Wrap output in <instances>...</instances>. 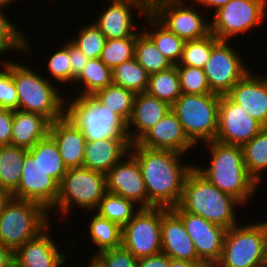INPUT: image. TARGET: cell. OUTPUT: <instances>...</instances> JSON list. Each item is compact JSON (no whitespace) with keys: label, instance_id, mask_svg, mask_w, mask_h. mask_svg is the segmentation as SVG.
I'll list each match as a JSON object with an SVG mask.
<instances>
[{"label":"cell","instance_id":"cell-10","mask_svg":"<svg viewBox=\"0 0 267 267\" xmlns=\"http://www.w3.org/2000/svg\"><path fill=\"white\" fill-rule=\"evenodd\" d=\"M266 14L267 0H231L214 12L210 33L219 40L229 41L262 25Z\"/></svg>","mask_w":267,"mask_h":267},{"label":"cell","instance_id":"cell-19","mask_svg":"<svg viewBox=\"0 0 267 267\" xmlns=\"http://www.w3.org/2000/svg\"><path fill=\"white\" fill-rule=\"evenodd\" d=\"M51 226L52 222L14 252L15 267H62L66 264L68 255L61 253L51 238Z\"/></svg>","mask_w":267,"mask_h":267},{"label":"cell","instance_id":"cell-23","mask_svg":"<svg viewBox=\"0 0 267 267\" xmlns=\"http://www.w3.org/2000/svg\"><path fill=\"white\" fill-rule=\"evenodd\" d=\"M170 111L171 106L168 103L149 95L147 92L137 93L133 101L132 115L127 123L130 144L136 143Z\"/></svg>","mask_w":267,"mask_h":267},{"label":"cell","instance_id":"cell-33","mask_svg":"<svg viewBox=\"0 0 267 267\" xmlns=\"http://www.w3.org/2000/svg\"><path fill=\"white\" fill-rule=\"evenodd\" d=\"M75 81L74 84L77 83L83 88L80 92L79 89L75 90V92L78 91V96L93 95L113 83L112 69L107 67L100 58L90 59Z\"/></svg>","mask_w":267,"mask_h":267},{"label":"cell","instance_id":"cell-15","mask_svg":"<svg viewBox=\"0 0 267 267\" xmlns=\"http://www.w3.org/2000/svg\"><path fill=\"white\" fill-rule=\"evenodd\" d=\"M58 195L59 183L27 152L19 185L11 193V197L34 201L49 212L56 205Z\"/></svg>","mask_w":267,"mask_h":267},{"label":"cell","instance_id":"cell-9","mask_svg":"<svg viewBox=\"0 0 267 267\" xmlns=\"http://www.w3.org/2000/svg\"><path fill=\"white\" fill-rule=\"evenodd\" d=\"M65 99V116L82 130L86 141L128 138L127 123L101 105L92 95ZM68 100V102H67Z\"/></svg>","mask_w":267,"mask_h":267},{"label":"cell","instance_id":"cell-50","mask_svg":"<svg viewBox=\"0 0 267 267\" xmlns=\"http://www.w3.org/2000/svg\"><path fill=\"white\" fill-rule=\"evenodd\" d=\"M230 1L231 0H193V2H195V4L198 3L200 7H206V10L209 7V9L212 8L214 11L218 10Z\"/></svg>","mask_w":267,"mask_h":267},{"label":"cell","instance_id":"cell-32","mask_svg":"<svg viewBox=\"0 0 267 267\" xmlns=\"http://www.w3.org/2000/svg\"><path fill=\"white\" fill-rule=\"evenodd\" d=\"M140 209L133 201L107 191L93 212L122 228Z\"/></svg>","mask_w":267,"mask_h":267},{"label":"cell","instance_id":"cell-53","mask_svg":"<svg viewBox=\"0 0 267 267\" xmlns=\"http://www.w3.org/2000/svg\"><path fill=\"white\" fill-rule=\"evenodd\" d=\"M88 263L89 264H87V267H106L105 264L93 253Z\"/></svg>","mask_w":267,"mask_h":267},{"label":"cell","instance_id":"cell-52","mask_svg":"<svg viewBox=\"0 0 267 267\" xmlns=\"http://www.w3.org/2000/svg\"><path fill=\"white\" fill-rule=\"evenodd\" d=\"M10 198L11 194L0 185V212Z\"/></svg>","mask_w":267,"mask_h":267},{"label":"cell","instance_id":"cell-3","mask_svg":"<svg viewBox=\"0 0 267 267\" xmlns=\"http://www.w3.org/2000/svg\"><path fill=\"white\" fill-rule=\"evenodd\" d=\"M238 207L243 206L237 199L220 191L193 168L185 179L179 204L171 209L185 210L229 229L241 223L237 218Z\"/></svg>","mask_w":267,"mask_h":267},{"label":"cell","instance_id":"cell-11","mask_svg":"<svg viewBox=\"0 0 267 267\" xmlns=\"http://www.w3.org/2000/svg\"><path fill=\"white\" fill-rule=\"evenodd\" d=\"M193 7L194 4L191 6L185 0H150L149 12L169 31L186 42L210 34V20L204 19V14L196 6L195 9Z\"/></svg>","mask_w":267,"mask_h":267},{"label":"cell","instance_id":"cell-22","mask_svg":"<svg viewBox=\"0 0 267 267\" xmlns=\"http://www.w3.org/2000/svg\"><path fill=\"white\" fill-rule=\"evenodd\" d=\"M136 143L150 149L171 150L181 154L196 147L185 134L182 124L172 110Z\"/></svg>","mask_w":267,"mask_h":267},{"label":"cell","instance_id":"cell-29","mask_svg":"<svg viewBox=\"0 0 267 267\" xmlns=\"http://www.w3.org/2000/svg\"><path fill=\"white\" fill-rule=\"evenodd\" d=\"M28 152L35 160H38L47 174L60 184L68 169L61 158L58 146L54 139L48 134L33 147L29 148Z\"/></svg>","mask_w":267,"mask_h":267},{"label":"cell","instance_id":"cell-7","mask_svg":"<svg viewBox=\"0 0 267 267\" xmlns=\"http://www.w3.org/2000/svg\"><path fill=\"white\" fill-rule=\"evenodd\" d=\"M106 192V174L84 166L70 168L59 184L57 202L49 214L55 212L69 216L75 212L72 211L74 207L93 213Z\"/></svg>","mask_w":267,"mask_h":267},{"label":"cell","instance_id":"cell-18","mask_svg":"<svg viewBox=\"0 0 267 267\" xmlns=\"http://www.w3.org/2000/svg\"><path fill=\"white\" fill-rule=\"evenodd\" d=\"M107 191L147 208V191L138 161L128 153L106 173Z\"/></svg>","mask_w":267,"mask_h":267},{"label":"cell","instance_id":"cell-12","mask_svg":"<svg viewBox=\"0 0 267 267\" xmlns=\"http://www.w3.org/2000/svg\"><path fill=\"white\" fill-rule=\"evenodd\" d=\"M122 245L137 259L161 253V207L141 208L122 227Z\"/></svg>","mask_w":267,"mask_h":267},{"label":"cell","instance_id":"cell-16","mask_svg":"<svg viewBox=\"0 0 267 267\" xmlns=\"http://www.w3.org/2000/svg\"><path fill=\"white\" fill-rule=\"evenodd\" d=\"M263 128L261 123L249 116L227 95L220 96L218 130L215 141L242 147Z\"/></svg>","mask_w":267,"mask_h":267},{"label":"cell","instance_id":"cell-48","mask_svg":"<svg viewBox=\"0 0 267 267\" xmlns=\"http://www.w3.org/2000/svg\"><path fill=\"white\" fill-rule=\"evenodd\" d=\"M169 265L170 257L162 252L137 259V267H169Z\"/></svg>","mask_w":267,"mask_h":267},{"label":"cell","instance_id":"cell-43","mask_svg":"<svg viewBox=\"0 0 267 267\" xmlns=\"http://www.w3.org/2000/svg\"><path fill=\"white\" fill-rule=\"evenodd\" d=\"M65 43L48 57L46 69L48 68L50 77L55 81L57 80L58 84L65 85L69 82L70 85L72 83V68L69 59V40Z\"/></svg>","mask_w":267,"mask_h":267},{"label":"cell","instance_id":"cell-6","mask_svg":"<svg viewBox=\"0 0 267 267\" xmlns=\"http://www.w3.org/2000/svg\"><path fill=\"white\" fill-rule=\"evenodd\" d=\"M50 218L39 203L11 197L0 212V242L15 252L42 232Z\"/></svg>","mask_w":267,"mask_h":267},{"label":"cell","instance_id":"cell-45","mask_svg":"<svg viewBox=\"0 0 267 267\" xmlns=\"http://www.w3.org/2000/svg\"><path fill=\"white\" fill-rule=\"evenodd\" d=\"M95 255L106 267H137V258L123 245Z\"/></svg>","mask_w":267,"mask_h":267},{"label":"cell","instance_id":"cell-44","mask_svg":"<svg viewBox=\"0 0 267 267\" xmlns=\"http://www.w3.org/2000/svg\"><path fill=\"white\" fill-rule=\"evenodd\" d=\"M0 60V108L18 109V95L12 79V60Z\"/></svg>","mask_w":267,"mask_h":267},{"label":"cell","instance_id":"cell-46","mask_svg":"<svg viewBox=\"0 0 267 267\" xmlns=\"http://www.w3.org/2000/svg\"><path fill=\"white\" fill-rule=\"evenodd\" d=\"M14 110L0 108V146L12 145V121Z\"/></svg>","mask_w":267,"mask_h":267},{"label":"cell","instance_id":"cell-54","mask_svg":"<svg viewBox=\"0 0 267 267\" xmlns=\"http://www.w3.org/2000/svg\"><path fill=\"white\" fill-rule=\"evenodd\" d=\"M17 0H0V6L1 7H4V8H6L7 6H8V8H9V6L12 4L13 5V3L12 2H16Z\"/></svg>","mask_w":267,"mask_h":267},{"label":"cell","instance_id":"cell-37","mask_svg":"<svg viewBox=\"0 0 267 267\" xmlns=\"http://www.w3.org/2000/svg\"><path fill=\"white\" fill-rule=\"evenodd\" d=\"M134 57L149 75L173 66L143 31L136 37Z\"/></svg>","mask_w":267,"mask_h":267},{"label":"cell","instance_id":"cell-40","mask_svg":"<svg viewBox=\"0 0 267 267\" xmlns=\"http://www.w3.org/2000/svg\"><path fill=\"white\" fill-rule=\"evenodd\" d=\"M136 37L107 39L100 55L101 61L113 69L115 66L134 58Z\"/></svg>","mask_w":267,"mask_h":267},{"label":"cell","instance_id":"cell-30","mask_svg":"<svg viewBox=\"0 0 267 267\" xmlns=\"http://www.w3.org/2000/svg\"><path fill=\"white\" fill-rule=\"evenodd\" d=\"M135 93L116 84L96 91L92 96L111 112L119 115L126 123L131 118Z\"/></svg>","mask_w":267,"mask_h":267},{"label":"cell","instance_id":"cell-1","mask_svg":"<svg viewBox=\"0 0 267 267\" xmlns=\"http://www.w3.org/2000/svg\"><path fill=\"white\" fill-rule=\"evenodd\" d=\"M129 153L138 161L147 191V208H172L180 202L184 182L194 168L182 161L181 153L130 144ZM184 162V163H183Z\"/></svg>","mask_w":267,"mask_h":267},{"label":"cell","instance_id":"cell-5","mask_svg":"<svg viewBox=\"0 0 267 267\" xmlns=\"http://www.w3.org/2000/svg\"><path fill=\"white\" fill-rule=\"evenodd\" d=\"M267 266V225L240 223L226 230L222 254L214 267Z\"/></svg>","mask_w":267,"mask_h":267},{"label":"cell","instance_id":"cell-14","mask_svg":"<svg viewBox=\"0 0 267 267\" xmlns=\"http://www.w3.org/2000/svg\"><path fill=\"white\" fill-rule=\"evenodd\" d=\"M135 8V9H134ZM93 23L106 39L137 36L142 30L135 25L134 10L145 16L150 10V0H112ZM132 10V11H131ZM139 11V12H138Z\"/></svg>","mask_w":267,"mask_h":267},{"label":"cell","instance_id":"cell-17","mask_svg":"<svg viewBox=\"0 0 267 267\" xmlns=\"http://www.w3.org/2000/svg\"><path fill=\"white\" fill-rule=\"evenodd\" d=\"M173 211L181 218L199 259L207 267H214L221 257L227 229L185 210Z\"/></svg>","mask_w":267,"mask_h":267},{"label":"cell","instance_id":"cell-35","mask_svg":"<svg viewBox=\"0 0 267 267\" xmlns=\"http://www.w3.org/2000/svg\"><path fill=\"white\" fill-rule=\"evenodd\" d=\"M242 151L248 173L260 184L264 180L262 173L267 170V127L244 144Z\"/></svg>","mask_w":267,"mask_h":267},{"label":"cell","instance_id":"cell-4","mask_svg":"<svg viewBox=\"0 0 267 267\" xmlns=\"http://www.w3.org/2000/svg\"><path fill=\"white\" fill-rule=\"evenodd\" d=\"M31 68L12 60V79L18 95V110L37 113L54 122L65 115L64 92H60L61 89L53 84L51 78L47 79L49 76L44 78V73L41 76Z\"/></svg>","mask_w":267,"mask_h":267},{"label":"cell","instance_id":"cell-42","mask_svg":"<svg viewBox=\"0 0 267 267\" xmlns=\"http://www.w3.org/2000/svg\"><path fill=\"white\" fill-rule=\"evenodd\" d=\"M179 74L182 94H210L212 93L205 72L202 68L175 65Z\"/></svg>","mask_w":267,"mask_h":267},{"label":"cell","instance_id":"cell-49","mask_svg":"<svg viewBox=\"0 0 267 267\" xmlns=\"http://www.w3.org/2000/svg\"><path fill=\"white\" fill-rule=\"evenodd\" d=\"M14 266V252L0 242V267Z\"/></svg>","mask_w":267,"mask_h":267},{"label":"cell","instance_id":"cell-25","mask_svg":"<svg viewBox=\"0 0 267 267\" xmlns=\"http://www.w3.org/2000/svg\"><path fill=\"white\" fill-rule=\"evenodd\" d=\"M128 138H103L86 141L83 166L106 174L129 153Z\"/></svg>","mask_w":267,"mask_h":267},{"label":"cell","instance_id":"cell-24","mask_svg":"<svg viewBox=\"0 0 267 267\" xmlns=\"http://www.w3.org/2000/svg\"><path fill=\"white\" fill-rule=\"evenodd\" d=\"M49 135L58 146L67 169L83 166L86 138L65 115L50 123Z\"/></svg>","mask_w":267,"mask_h":267},{"label":"cell","instance_id":"cell-39","mask_svg":"<svg viewBox=\"0 0 267 267\" xmlns=\"http://www.w3.org/2000/svg\"><path fill=\"white\" fill-rule=\"evenodd\" d=\"M219 41L212 33L201 39L186 41L179 64L203 69L210 58L212 48Z\"/></svg>","mask_w":267,"mask_h":267},{"label":"cell","instance_id":"cell-28","mask_svg":"<svg viewBox=\"0 0 267 267\" xmlns=\"http://www.w3.org/2000/svg\"><path fill=\"white\" fill-rule=\"evenodd\" d=\"M28 149L14 145L0 146V185L10 194L18 187Z\"/></svg>","mask_w":267,"mask_h":267},{"label":"cell","instance_id":"cell-13","mask_svg":"<svg viewBox=\"0 0 267 267\" xmlns=\"http://www.w3.org/2000/svg\"><path fill=\"white\" fill-rule=\"evenodd\" d=\"M230 44L227 40H220L212 48L203 68L211 92L220 96L226 95L250 71L243 56Z\"/></svg>","mask_w":267,"mask_h":267},{"label":"cell","instance_id":"cell-21","mask_svg":"<svg viewBox=\"0 0 267 267\" xmlns=\"http://www.w3.org/2000/svg\"><path fill=\"white\" fill-rule=\"evenodd\" d=\"M249 71L226 94L249 116L267 127V77Z\"/></svg>","mask_w":267,"mask_h":267},{"label":"cell","instance_id":"cell-34","mask_svg":"<svg viewBox=\"0 0 267 267\" xmlns=\"http://www.w3.org/2000/svg\"><path fill=\"white\" fill-rule=\"evenodd\" d=\"M146 92L172 106L182 94L176 66L150 74Z\"/></svg>","mask_w":267,"mask_h":267},{"label":"cell","instance_id":"cell-27","mask_svg":"<svg viewBox=\"0 0 267 267\" xmlns=\"http://www.w3.org/2000/svg\"><path fill=\"white\" fill-rule=\"evenodd\" d=\"M148 27L141 30L154 42L157 49L176 65L180 62L185 41L163 26L150 12L143 16ZM147 28V29H146Z\"/></svg>","mask_w":267,"mask_h":267},{"label":"cell","instance_id":"cell-2","mask_svg":"<svg viewBox=\"0 0 267 267\" xmlns=\"http://www.w3.org/2000/svg\"><path fill=\"white\" fill-rule=\"evenodd\" d=\"M204 144L211 155L210 164L205 167L194 163V168L220 191L237 199L242 206L251 202L259 184L247 171L242 147L215 140Z\"/></svg>","mask_w":267,"mask_h":267},{"label":"cell","instance_id":"cell-8","mask_svg":"<svg viewBox=\"0 0 267 267\" xmlns=\"http://www.w3.org/2000/svg\"><path fill=\"white\" fill-rule=\"evenodd\" d=\"M220 95L181 94L171 106L189 140L197 147L200 142L215 140L218 130Z\"/></svg>","mask_w":267,"mask_h":267},{"label":"cell","instance_id":"cell-38","mask_svg":"<svg viewBox=\"0 0 267 267\" xmlns=\"http://www.w3.org/2000/svg\"><path fill=\"white\" fill-rule=\"evenodd\" d=\"M3 9L5 10L4 7L0 6V54L5 55L4 53H8V51L9 53L18 51L31 54L32 52L30 51L33 49L30 47L31 44L27 39L28 37H26L27 34L18 27V24L16 27L15 22L14 24L12 23V19L9 20Z\"/></svg>","mask_w":267,"mask_h":267},{"label":"cell","instance_id":"cell-41","mask_svg":"<svg viewBox=\"0 0 267 267\" xmlns=\"http://www.w3.org/2000/svg\"><path fill=\"white\" fill-rule=\"evenodd\" d=\"M76 45L89 59L100 58L104 48L106 37L100 29L92 22L80 27L78 36L69 39Z\"/></svg>","mask_w":267,"mask_h":267},{"label":"cell","instance_id":"cell-51","mask_svg":"<svg viewBox=\"0 0 267 267\" xmlns=\"http://www.w3.org/2000/svg\"><path fill=\"white\" fill-rule=\"evenodd\" d=\"M169 267H207L203 262H192L189 260H175L170 258Z\"/></svg>","mask_w":267,"mask_h":267},{"label":"cell","instance_id":"cell-31","mask_svg":"<svg viewBox=\"0 0 267 267\" xmlns=\"http://www.w3.org/2000/svg\"><path fill=\"white\" fill-rule=\"evenodd\" d=\"M89 221L88 233L91 241L97 247L96 253L113 249L122 245V228L94 212ZM98 249V250H97Z\"/></svg>","mask_w":267,"mask_h":267},{"label":"cell","instance_id":"cell-47","mask_svg":"<svg viewBox=\"0 0 267 267\" xmlns=\"http://www.w3.org/2000/svg\"><path fill=\"white\" fill-rule=\"evenodd\" d=\"M69 59L72 68V82L74 83L90 59L71 41H69Z\"/></svg>","mask_w":267,"mask_h":267},{"label":"cell","instance_id":"cell-26","mask_svg":"<svg viewBox=\"0 0 267 267\" xmlns=\"http://www.w3.org/2000/svg\"><path fill=\"white\" fill-rule=\"evenodd\" d=\"M50 121L43 115L14 110L12 145L29 149L49 134Z\"/></svg>","mask_w":267,"mask_h":267},{"label":"cell","instance_id":"cell-20","mask_svg":"<svg viewBox=\"0 0 267 267\" xmlns=\"http://www.w3.org/2000/svg\"><path fill=\"white\" fill-rule=\"evenodd\" d=\"M161 242L162 253L171 259L202 262L181 218L171 208L161 207Z\"/></svg>","mask_w":267,"mask_h":267},{"label":"cell","instance_id":"cell-36","mask_svg":"<svg viewBox=\"0 0 267 267\" xmlns=\"http://www.w3.org/2000/svg\"><path fill=\"white\" fill-rule=\"evenodd\" d=\"M149 74L134 58L112 69L113 84L133 91L135 94L146 92Z\"/></svg>","mask_w":267,"mask_h":267}]
</instances>
